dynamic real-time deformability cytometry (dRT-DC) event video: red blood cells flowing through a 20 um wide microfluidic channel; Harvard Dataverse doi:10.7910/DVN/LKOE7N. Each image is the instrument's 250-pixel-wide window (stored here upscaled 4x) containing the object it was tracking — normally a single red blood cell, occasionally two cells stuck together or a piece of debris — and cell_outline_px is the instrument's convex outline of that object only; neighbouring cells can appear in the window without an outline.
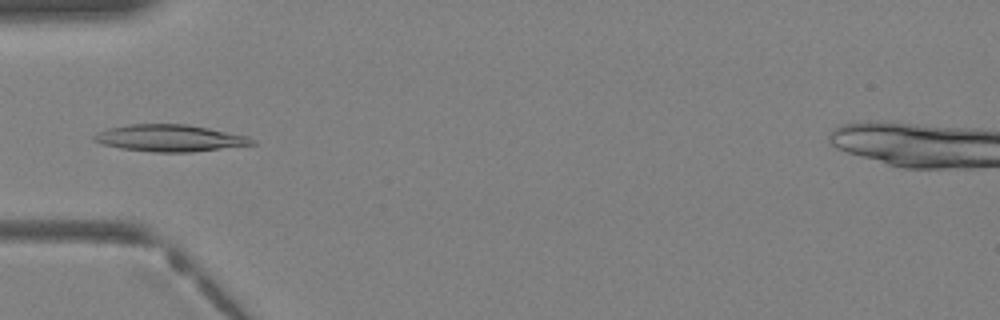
{"species": "Egyptian fruit bat (a non-hibernating species)", "species_latin": "Rousettus aegyptiacus", "temperature_condition": "warm", "stored_images_in_passage": 30, "camera_frame_rate_fps": 3000, "um_per_image_px": 0.085, "animal": {"sex": "female"}, "frame": {"image": 1, "passage_image": 5, "time_ms": 1.333, "image_size_px": [1000, 320], "cell_outline_px": [[256, 144], [192, 152], [152, 152], [120, 148], [100, 144], [92, 140], [92, 136], [108, 128], [128, 124], [184, 124], [208, 128], [248, 136], [256, 140]], "centroid_in_image_um": [14.42, 11.74], "position_along_channel_um": 70.6, "area_um2": 24.74}}
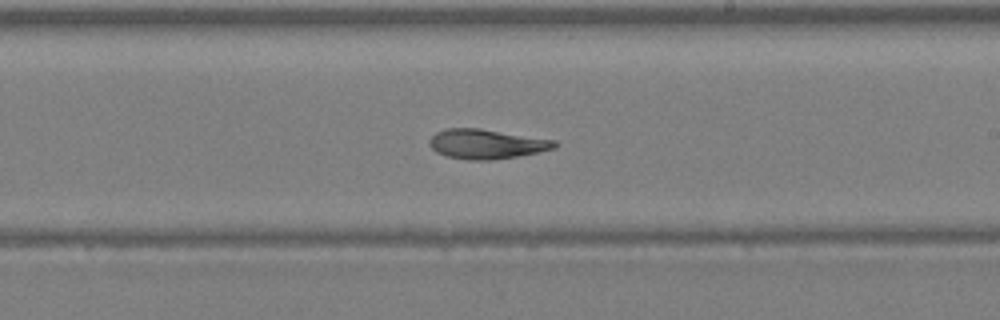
{"frame": {"image": 2, "passage_image": 15, "time_ms": 4.667, "image_size_px": [1000, 320], "cell_outline_px": [[556, 148], [516, 156], [492, 160], [468, 160], [448, 156], [436, 152], [428, 144], [428, 140], [436, 132], [444, 128], [480, 128], [556, 140]], "centroid_in_image_um": [41.31, 12.23], "position_along_channel_um": 247.7, "area_um2": 21.56}}
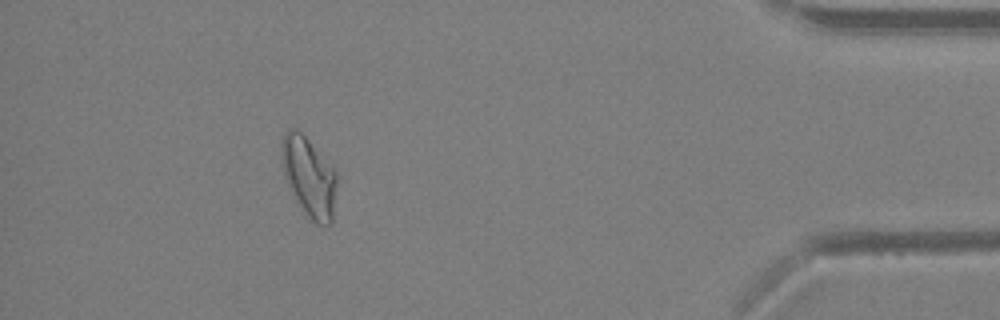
{"frame": {"image": 3, "passage_image": 27, "time_ms": 8.667, "image_size_px": [1000, 320], "cell_outline_px": [[340, 176], [332, 224], [316, 224], [308, 216], [292, 192], [284, 176], [280, 156], [280, 148], [284, 132], [288, 128], [296, 128], [336, 168]], "centroid_in_image_um": [26.32, 15.01], "position_along_channel_um": 408.9, "area_um2": 26.24}}